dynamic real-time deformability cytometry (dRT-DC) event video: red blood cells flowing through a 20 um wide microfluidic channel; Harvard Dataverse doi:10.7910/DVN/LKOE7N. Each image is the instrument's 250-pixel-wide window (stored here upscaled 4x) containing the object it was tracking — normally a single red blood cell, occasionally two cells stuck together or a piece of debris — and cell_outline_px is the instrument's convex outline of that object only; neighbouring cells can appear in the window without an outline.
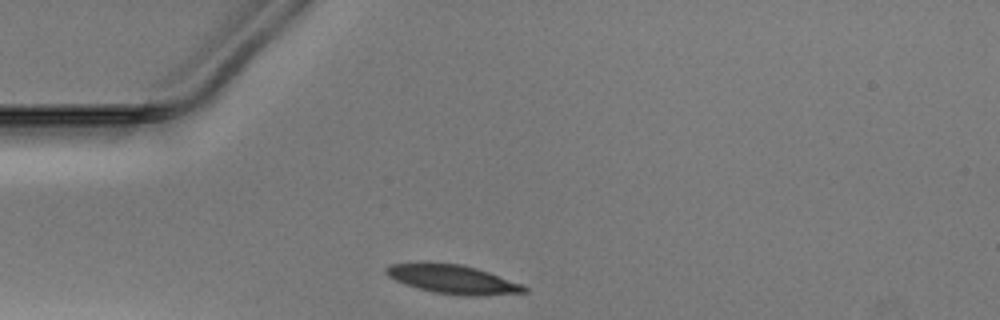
{"species": "Egyptian fruit bat (a non-hibernating species)", "species_latin": "Rousettus aegyptiacus", "temperature_condition": "warm", "stored_images_in_passage": 27, "camera_frame_rate_fps": 3000, "um_per_image_px": 0.085, "animal": {"sex": "male"}, "frame": {"image": 1, "passage_image": 1, "time_ms": 0.0, "image_size_px": [1000, 320], "cell_outline_px": [[528, 292], [480, 296], [464, 296], [432, 292], [396, 280], [388, 276], [384, 272], [384, 268], [392, 264], [460, 264], [476, 268], [524, 284], [528, 288]], "centroid_in_image_um": [38.58, 23.77], "position_along_channel_um": 46.4, "area_um2": 22.72}}
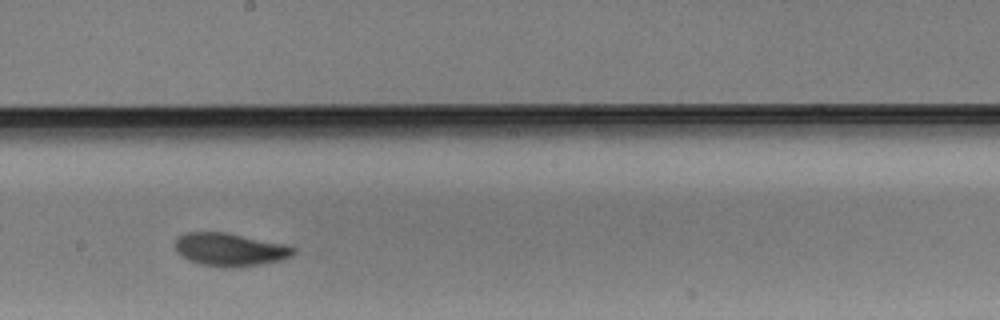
{"frame": {"image": 2, "passage_image": 16, "time_ms": 5.0, "image_size_px": [1000, 320], "cell_outline_px": [[296, 252], [292, 256], [280, 260], [260, 264], [232, 268], [224, 268], [200, 264], [188, 260], [180, 256], [176, 252], [176, 236], [184, 232], [228, 232], [288, 244], [296, 248]], "centroid_in_image_um": [19.55, 21.2], "position_along_channel_um": 228.7, "area_um2": 23.29}}
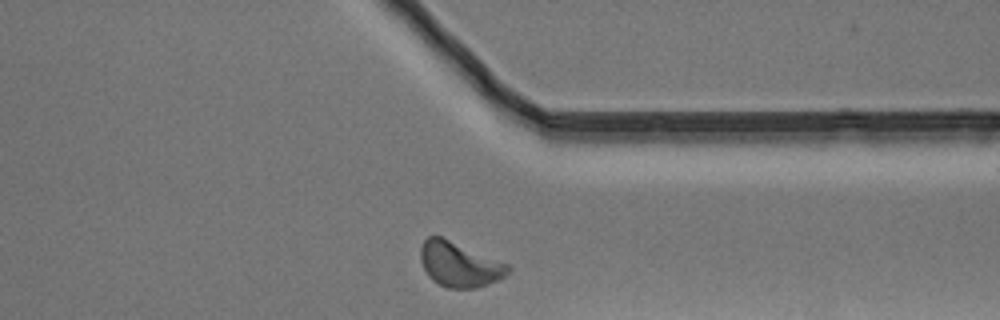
{"frame": {"image": 3, "passage_image": 27, "time_ms": 8.667, "image_size_px": [1000, 320], "cell_outline_px": [[512, 268], [504, 276], [488, 284], [476, 288], [448, 288], [432, 280], [428, 276], [420, 260], [420, 248], [424, 240], [428, 236], [440, 236], [512, 264]], "centroid_in_image_um": [39.07, 22.46], "position_along_channel_um": 372.3, "area_um2": 23.06}}